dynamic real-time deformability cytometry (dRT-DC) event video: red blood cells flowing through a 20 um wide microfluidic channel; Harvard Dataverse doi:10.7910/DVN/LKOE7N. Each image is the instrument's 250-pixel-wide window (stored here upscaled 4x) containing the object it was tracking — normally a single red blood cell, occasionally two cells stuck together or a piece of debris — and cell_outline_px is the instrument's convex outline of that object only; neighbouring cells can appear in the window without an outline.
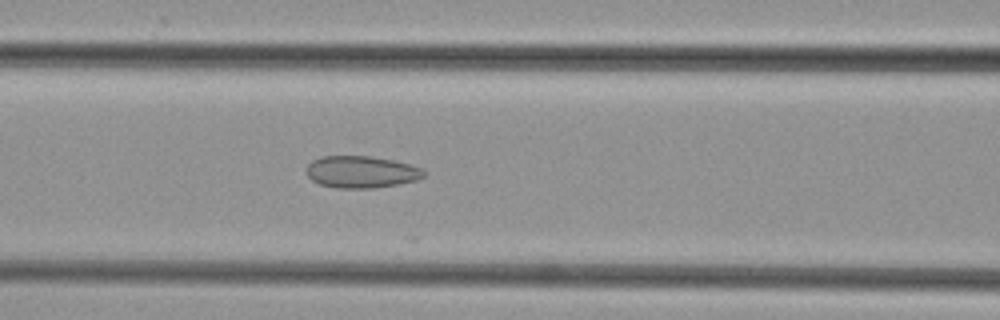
{"species": "common noctule bat (a hibernating species)", "species_latin": "Nyctalus noctula", "temperature_condition": "cold", "stored_images_in_passage": 25, "camera_frame_rate_fps": 3000, "um_per_image_px": 0.085, "animal": {"sex": "female", "body_mass_g": 29.2, "forearm_length_mm": 56.3}, "frame": {"image": 1, "passage_image": 21, "time_ms": 6.667, "image_size_px": [1000, 320], "cell_outline_px": [[424, 176], [416, 180], [400, 184], [372, 188], [336, 188], [320, 184], [312, 180], [308, 176], [308, 164], [312, 160], [320, 156], [372, 156], [392, 160], [408, 164], [420, 168], [424, 172]], "centroid_in_image_um": [30.69, 14.61], "position_along_channel_um": 135.9, "area_um2": 21.73}}